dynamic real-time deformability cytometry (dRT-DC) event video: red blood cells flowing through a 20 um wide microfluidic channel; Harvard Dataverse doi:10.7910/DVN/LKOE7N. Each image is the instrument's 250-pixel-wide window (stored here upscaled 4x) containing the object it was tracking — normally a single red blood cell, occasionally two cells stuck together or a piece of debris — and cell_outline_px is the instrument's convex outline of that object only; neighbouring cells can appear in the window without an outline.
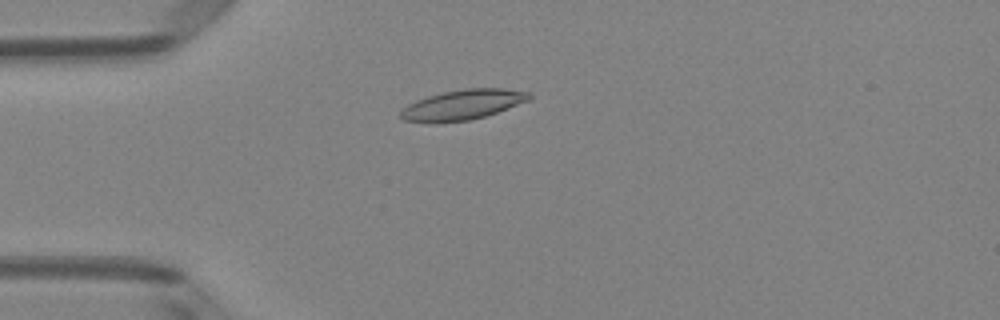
{"species": "Egyptian fruit bat (a non-hibernating species)", "species_latin": "Rousettus aegyptiacus", "temperature_condition": "room temperature", "stored_images_in_passage": 48, "camera_frame_rate_fps": 3000, "um_per_image_px": 0.085, "animal": {"sex": "female"}, "frame": {"image": 1, "passage_image": 11, "time_ms": 3.333, "image_size_px": [1000, 320], "cell_outline_px": [[532, 96], [528, 100], [496, 112], [484, 116], [468, 120], [436, 124], [404, 120], [400, 116], [400, 112], [408, 104], [416, 100], [428, 96], [444, 92], [464, 88], [504, 88], [532, 92]], "centroid_in_image_um": [39.31, 8.9], "position_along_channel_um": 45.7, "area_um2": 22.54}}
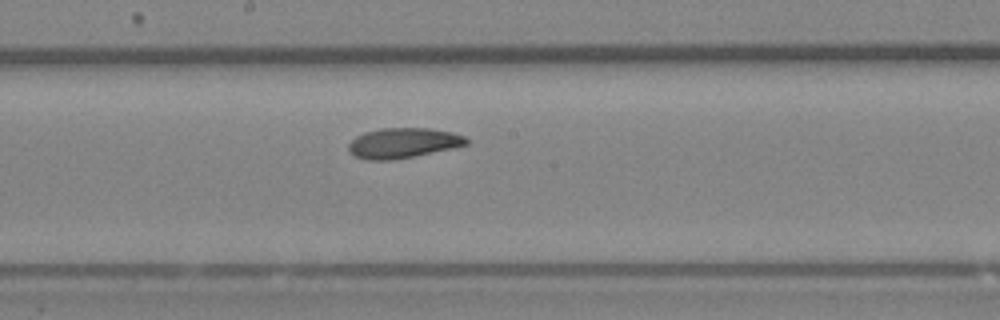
{"frame": {"image": 2, "passage_image": 25, "time_ms": 8.0, "image_size_px": [1000, 320], "cell_outline_px": [[468, 144], [452, 148], [392, 160], [364, 160], [352, 156], [348, 152], [348, 144], [356, 136], [364, 132], [380, 128], [428, 128], [452, 132], [464, 136], [468, 140]], "centroid_in_image_um": [34.19, 12.15], "position_along_channel_um": 214.0, "area_um2": 20.75}}
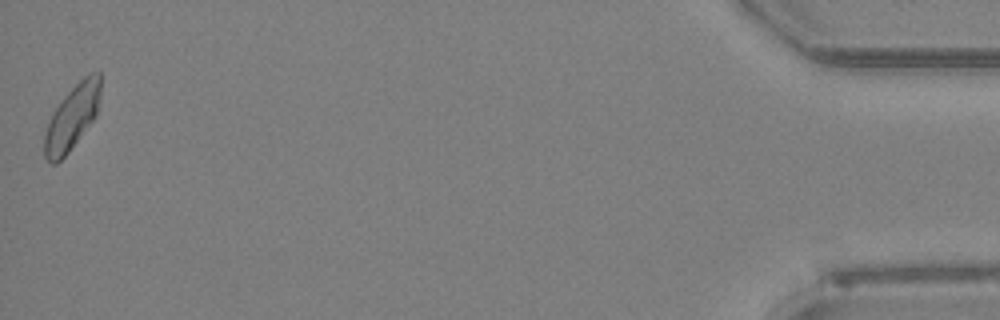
{"frame": {"image": 3, "passage_image": 48, "time_ms": 15.667, "image_size_px": [1000, 320], "cell_outline_px": [[100, 96], [96, 116], [68, 152], [56, 164], [52, 164], [44, 156], [44, 132], [52, 112], [64, 96], [88, 72], [100, 72]], "centroid_in_image_um": [6.12, 9.97], "position_along_channel_um": 429.1, "area_um2": 20.98}, "authors_computed_cell_mechanics": {"area_um2": 20.7791, "velocity_mm_per_s": 4.0211, "shape_relaxation_time_tau1_ms": 8.0988, "shape_relaxation_time_tau2_ms": 4.1292, "deformation_change_tau1": 0.1741, "deformation_change_tau2": 0.0906}}